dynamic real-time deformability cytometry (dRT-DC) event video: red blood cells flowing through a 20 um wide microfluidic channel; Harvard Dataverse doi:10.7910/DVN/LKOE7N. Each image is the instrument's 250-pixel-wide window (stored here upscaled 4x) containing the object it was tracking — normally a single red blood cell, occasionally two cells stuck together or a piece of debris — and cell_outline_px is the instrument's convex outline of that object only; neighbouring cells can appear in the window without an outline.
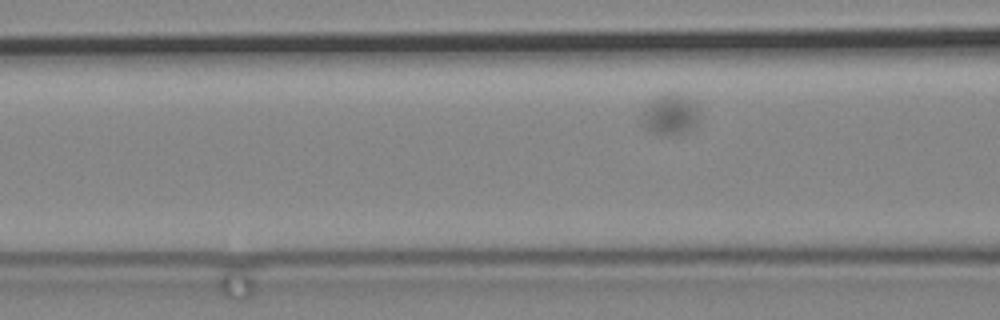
{"species": "common noctule bat (a hibernating species)", "species_latin": "Nyctalus noctula", "temperature_condition": "cold", "stored_images_in_passage": 87, "camera_frame_rate_fps": 3000, "um_per_image_px": 0.085, "animal": {"sex": "male", "body_mass_g": 19.2, "forearm_length_mm": 51.8}, "frame": {"image": 1, "passage_image": 60, "time_ms": 19.667, "image_size_px": [1000, 320], "cell_outline_px": [[700, 116], [696, 124], [688, 132], [680, 136], [664, 136], [644, 128], [640, 124], [644, 108], [648, 104], [660, 96], [680, 96], [696, 104], [700, 112]], "centroid_in_image_um": [56.98, 9.86], "position_along_channel_um": 109.6, "area_um2": 13.41}}
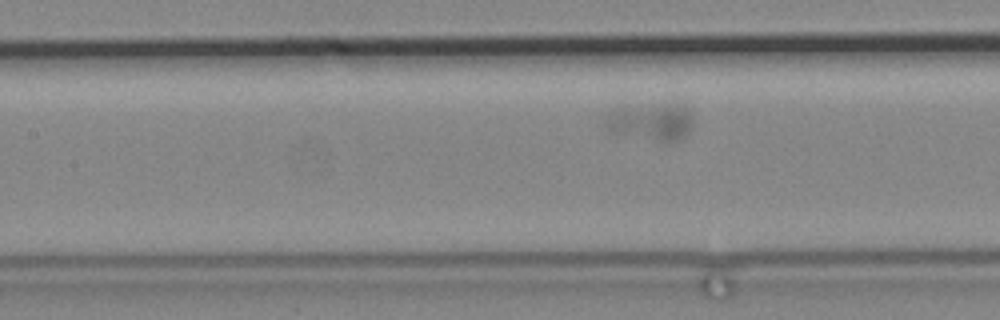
{"frame": {"image": 2, "passage_image": 68, "time_ms": 22.333, "image_size_px": [1000, 320], "cell_outline_px": [[692, 128], [688, 132], [672, 144], [668, 144], [612, 132], [604, 124], [604, 112], [616, 104], [680, 104], [692, 116]], "centroid_in_image_um": [55.21, 10.32], "position_along_channel_um": 152.2, "area_um2": 20.11}}